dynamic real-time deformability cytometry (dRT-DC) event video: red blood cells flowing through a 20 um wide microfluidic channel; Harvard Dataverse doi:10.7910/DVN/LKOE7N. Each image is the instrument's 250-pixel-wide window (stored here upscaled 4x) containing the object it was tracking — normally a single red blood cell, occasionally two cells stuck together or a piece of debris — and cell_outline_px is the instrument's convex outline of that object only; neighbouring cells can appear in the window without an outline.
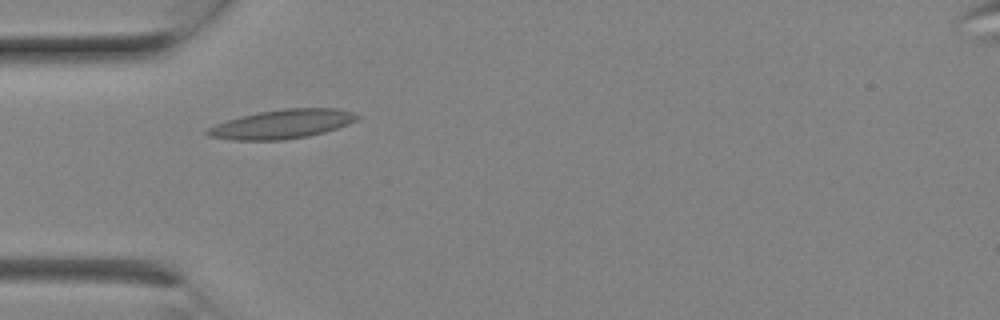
{"species": "Egyptian fruit bat (a non-hibernating species)", "species_latin": "Rousettus aegyptiacus", "temperature_condition": "room temperature", "stored_images_in_passage": 7, "camera_frame_rate_fps": 3000, "um_per_image_px": 0.085, "animal": {"sex": "female"}, "frame": {"image": 1, "passage_image": 6, "time_ms": 1.667, "image_size_px": [1000, 320], "cell_outline_px": [[360, 116], [356, 120], [348, 124], [324, 132], [308, 136], [280, 140], [232, 140], [208, 136], [204, 132], [208, 128], [216, 124], [240, 116], [260, 112], [284, 108], [336, 108], [352, 112]], "centroid_in_image_um": [23.96, 10.55], "position_along_channel_um": 61.0, "area_um2": 25.14}}